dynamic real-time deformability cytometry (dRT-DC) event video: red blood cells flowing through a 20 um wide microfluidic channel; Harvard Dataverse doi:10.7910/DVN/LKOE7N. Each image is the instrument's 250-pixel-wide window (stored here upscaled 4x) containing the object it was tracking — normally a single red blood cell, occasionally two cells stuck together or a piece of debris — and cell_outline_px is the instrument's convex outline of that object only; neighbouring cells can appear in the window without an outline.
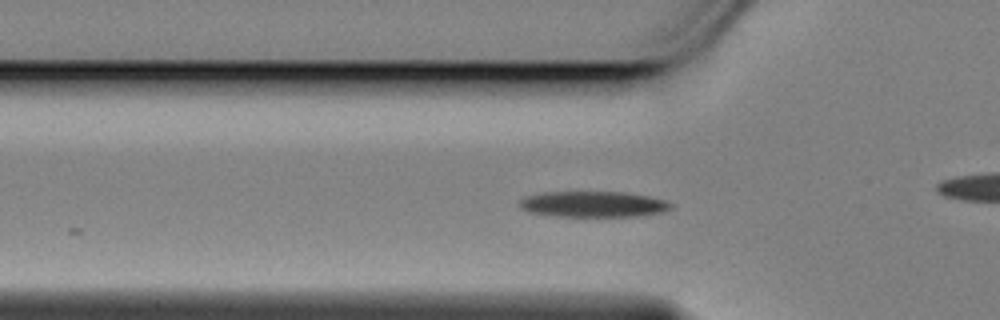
{"species": "Egyptian fruit bat (a non-hibernating species)", "species_latin": "Rousettus aegyptiacus", "temperature_condition": "cold", "stored_images_in_passage": 33, "camera_frame_rate_fps": 3000, "um_per_image_px": 0.085, "animal": {"sex": "female"}, "frame": {"image": 1, "passage_image": 17, "time_ms": 5.333, "image_size_px": [1000, 320], "cell_outline_px": [[672, 208], [664, 212], [640, 216], [552, 216], [528, 212], [520, 208], [516, 204], [520, 200], [528, 196], [544, 192], [628, 192], [668, 200], [672, 204]], "centroid_in_image_um": [50.44, 17.36], "position_along_channel_um": 75.4, "area_um2": 23.06}}
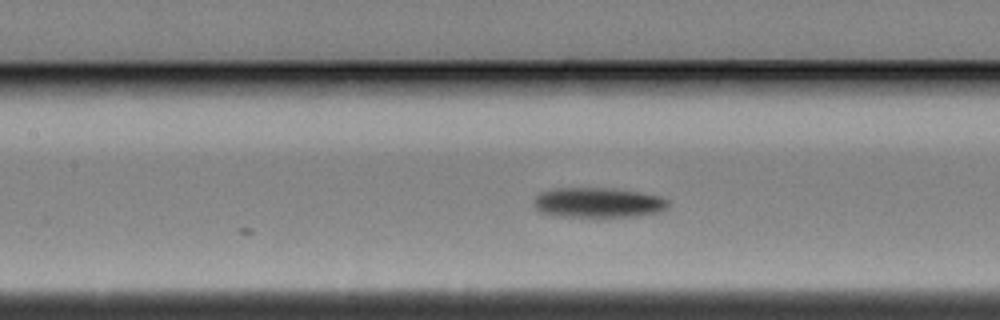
{"frame": {"image": 2, "passage_image": 24, "time_ms": 7.667, "image_size_px": [1000, 320], "cell_outline_px": [[668, 208], [660, 212], [636, 216], [556, 216], [540, 212], [532, 204], [532, 200], [540, 192], [556, 188], [612, 188], [640, 192], [660, 196], [668, 200]], "centroid_in_image_um": [50.82, 17.21], "position_along_channel_um": 156.6, "area_um2": 23.58}}
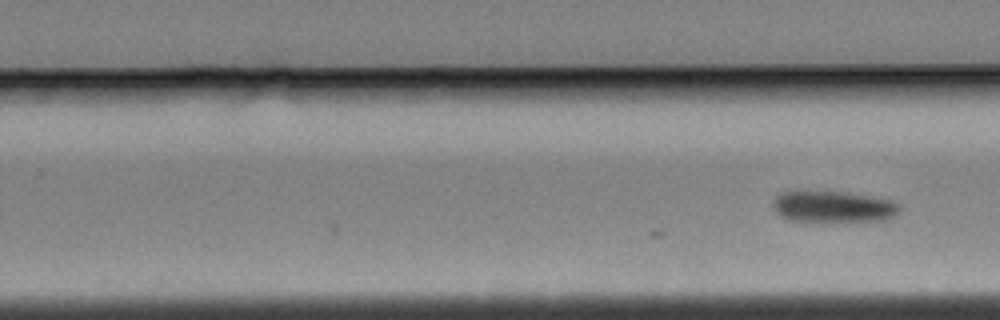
{"frame": {"image": 3, "passage_image": 33, "time_ms": 10.667, "image_size_px": [1000, 320], "cell_outline_px": [[900, 212], [884, 220], [824, 224], [820, 224], [788, 220], [780, 216], [772, 208], [772, 200], [780, 192], [848, 192], [888, 200], [896, 204], [900, 208]], "centroid_in_image_um": [70.75, 17.63], "position_along_channel_um": 259.1, "area_um2": 23.93}}